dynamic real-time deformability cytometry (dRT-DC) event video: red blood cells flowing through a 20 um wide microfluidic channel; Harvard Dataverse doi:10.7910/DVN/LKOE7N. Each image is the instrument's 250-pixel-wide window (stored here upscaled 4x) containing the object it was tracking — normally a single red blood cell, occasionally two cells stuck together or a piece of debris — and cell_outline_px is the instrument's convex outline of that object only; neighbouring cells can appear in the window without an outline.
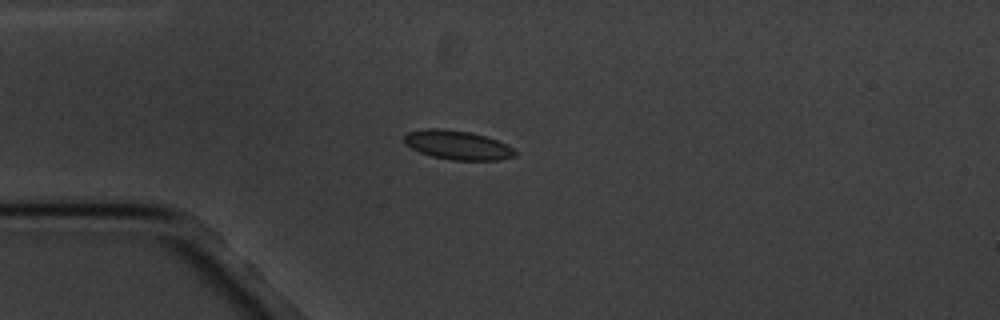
{"species": "common noctule bat (a hibernating species)", "species_latin": "Nyctalus noctula", "temperature_condition": "cold", "stored_images_in_passage": 9, "camera_frame_rate_fps": 3000, "um_per_image_px": 0.085, "animal": {"sex": "male", "body_mass_g": 20.1, "forearm_length_mm": 53.5}, "frame": {"image": 1, "passage_image": 3, "time_ms": 3.0, "image_size_px": [1000, 320], "cell_outline_px": [[516, 156], [500, 160], [452, 160], [432, 156], [420, 152], [404, 144], [404, 136], [408, 132], [428, 128], [440, 128], [468, 132], [484, 136], [496, 140], [512, 148], [516, 152]], "centroid_in_image_um": [38.86, 12.33], "position_along_channel_um": 46.1, "area_um2": 18.55}}
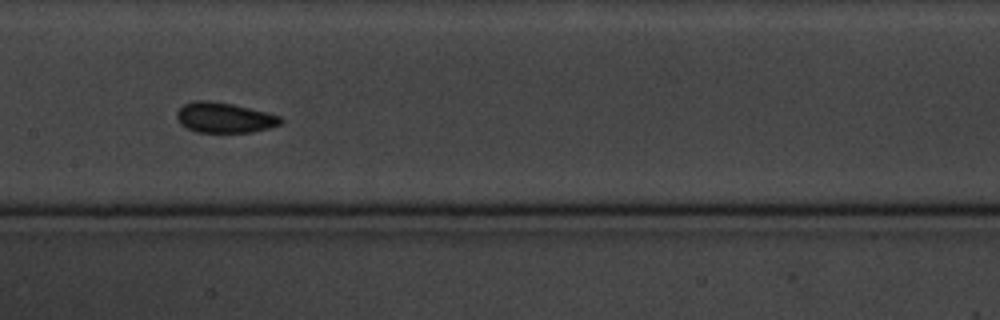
{"frame": {"image": 2, "passage_image": 7, "time_ms": 7.667, "image_size_px": [1000, 320], "cell_outline_px": [[284, 120], [280, 124], [268, 128], [252, 132], [196, 132], [180, 124], [176, 116], [176, 112], [184, 104], [196, 100], [212, 100], [232, 104], [280, 116]], "centroid_in_image_um": [19.04, 10.0], "position_along_channel_um": 188.4, "area_um2": 18.21}}
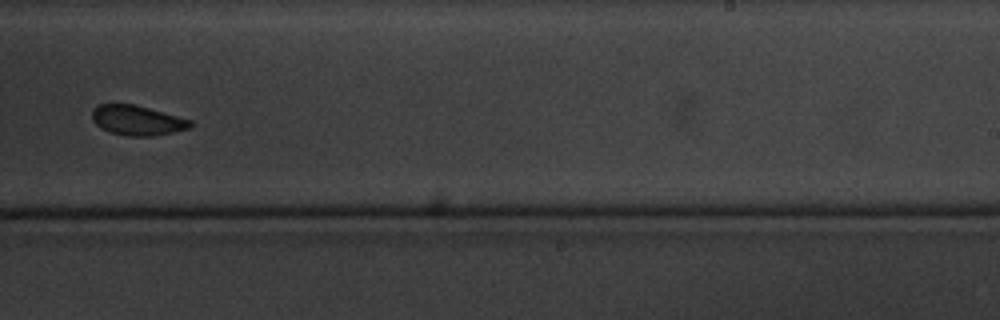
{"frame": {"image": 3, "passage_image": 9, "time_ms": 10.333, "image_size_px": [1000, 320], "cell_outline_px": [[192, 128], [152, 136], [128, 136], [112, 132], [100, 128], [92, 120], [92, 108], [100, 104], [136, 104], [192, 120]], "centroid_in_image_um": [11.67, 10.22], "position_along_channel_um": 277.3, "area_um2": 17.17}}